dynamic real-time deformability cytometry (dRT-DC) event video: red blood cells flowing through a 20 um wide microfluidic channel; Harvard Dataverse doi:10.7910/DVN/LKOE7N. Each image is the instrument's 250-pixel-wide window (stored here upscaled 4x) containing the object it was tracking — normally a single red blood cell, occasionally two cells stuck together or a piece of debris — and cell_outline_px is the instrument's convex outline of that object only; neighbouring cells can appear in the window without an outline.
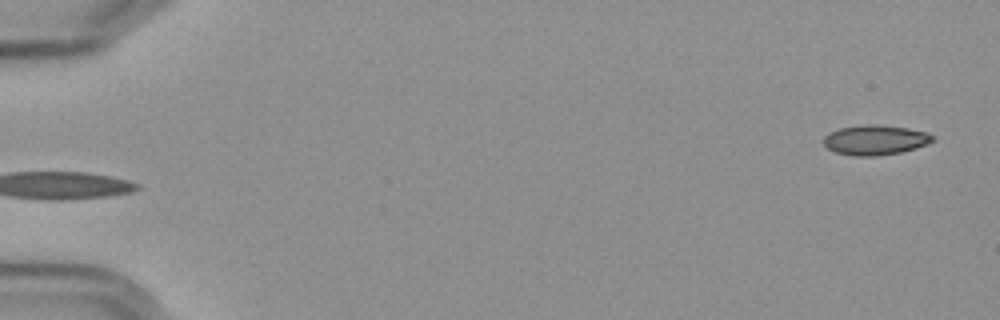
{"species": "Egyptian fruit bat (a non-hibernating species)", "species_latin": "Rousettus aegyptiacus", "temperature_condition": "cold", "stored_images_in_passage": 4, "segment_of_instrument_passage": [2, 2], "camera_frame_rate_fps": 3000, "um_per_image_px": 0.085, "frame": {"image": 1, "passage_image": 4, "time_ms": 4.333, "image_size_px": [1000, 320], "cell_outline_px": [[936, 140], [916, 148], [900, 152], [876, 156], [856, 156], [836, 152], [828, 148], [824, 144], [824, 136], [840, 128], [864, 124], [876, 124], [908, 128], [924, 132], [932, 136]], "centroid_in_image_um": [74.4, 11.89], "position_along_channel_um": 10.6, "area_um2": 18.79}}